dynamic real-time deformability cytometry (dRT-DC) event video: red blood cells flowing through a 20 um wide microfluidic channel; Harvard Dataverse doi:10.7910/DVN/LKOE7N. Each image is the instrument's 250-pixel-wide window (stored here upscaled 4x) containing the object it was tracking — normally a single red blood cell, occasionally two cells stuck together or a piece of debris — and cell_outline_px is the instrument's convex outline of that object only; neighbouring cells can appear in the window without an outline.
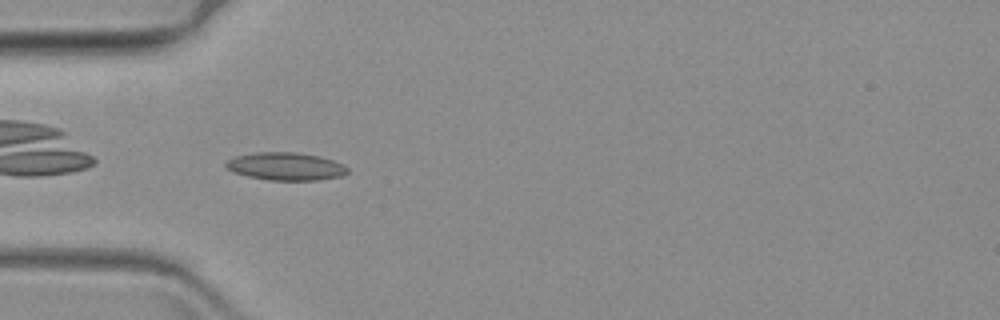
{"species": "common noctule bat (a hibernating species)", "species_latin": "Nyctalus noctula", "temperature_condition": "warm", "stored_images_in_passage": 45, "camera_frame_rate_fps": 3000, "um_per_image_px": 0.085, "animal": {"sex": "female", "body_mass_g": 19.3, "forearm_length_mm": 54.1}, "frame": {"image": 1, "passage_image": 2, "time_ms": 0.333, "image_size_px": [1000, 320], "cell_outline_px": [[348, 172], [344, 176], [320, 180], [268, 180], [248, 176], [232, 172], [224, 164], [228, 160], [236, 156], [256, 152], [296, 152], [320, 156], [344, 164], [348, 168]], "centroid_in_image_um": [24.32, 14.14], "position_along_channel_um": 60.7, "area_um2": 19.83}}
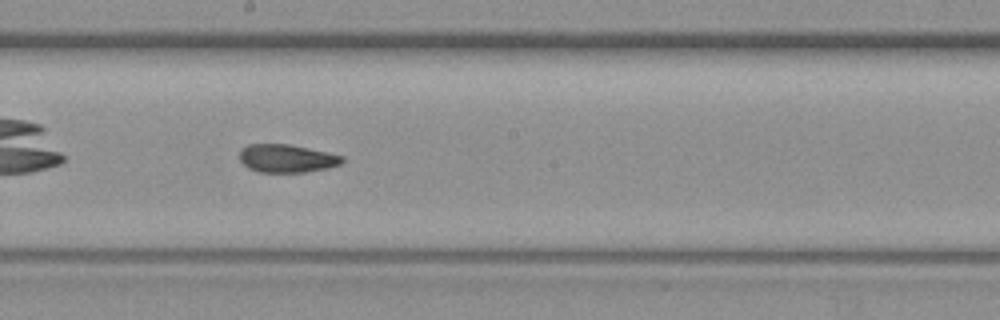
{"frame": {"image": 2, "passage_image": 17, "time_ms": 5.333, "image_size_px": [1000, 320], "cell_outline_px": [[344, 160], [340, 164], [328, 168], [304, 172], [260, 172], [248, 168], [240, 160], [240, 148], [248, 144], [288, 144], [328, 152], [344, 156]], "centroid_in_image_um": [24.37, 13.46], "position_along_channel_um": 223.8, "area_um2": 16.82}}
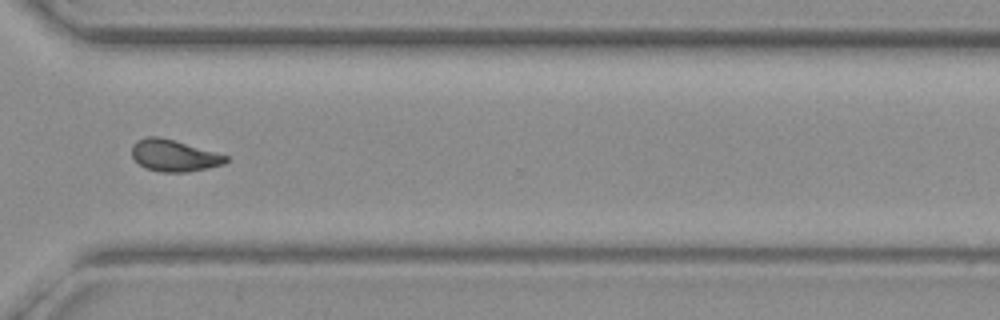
{"frame": {"image": 3, "passage_image": 29, "time_ms": 9.333, "image_size_px": [1000, 320], "cell_outline_px": [[228, 160], [224, 164], [208, 168], [188, 172], [160, 172], [144, 168], [132, 156], [132, 144], [136, 140], [148, 136], [156, 136], [172, 140], [216, 152], [228, 156]], "centroid_in_image_um": [14.77, 13.23], "position_along_channel_um": 355.8, "area_um2": 17.28}}